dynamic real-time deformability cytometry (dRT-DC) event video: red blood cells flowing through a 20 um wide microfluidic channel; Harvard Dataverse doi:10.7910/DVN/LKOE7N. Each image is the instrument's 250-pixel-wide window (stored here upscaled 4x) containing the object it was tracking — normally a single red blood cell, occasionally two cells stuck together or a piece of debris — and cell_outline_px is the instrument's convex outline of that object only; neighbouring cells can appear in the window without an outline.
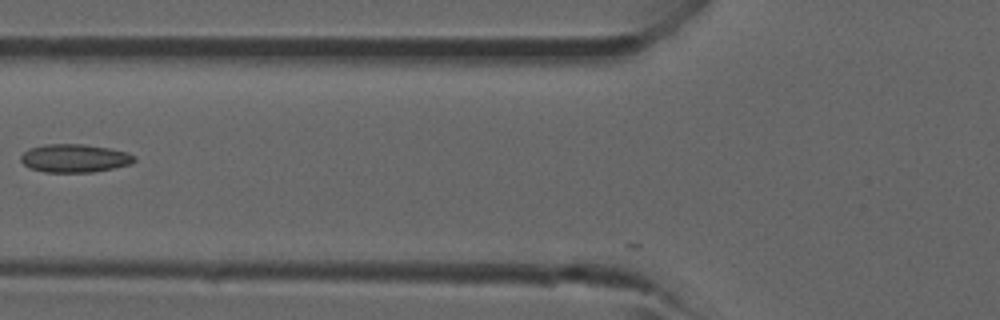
{"species": "common noctule bat (a hibernating species)", "species_latin": "Nyctalus noctula", "temperature_condition": "room temperature", "stored_images_in_passage": 5, "camera_frame_rate_fps": 3000, "um_per_image_px": 0.085, "animal": {"sex": "male", "forearm_length_mm": 52.5}, "frame": {"image": 1, "passage_image": 5, "time_ms": 4.333, "image_size_px": [1000, 320], "cell_outline_px": [[136, 160], [132, 164], [92, 172], [44, 172], [28, 168], [20, 160], [20, 156], [28, 148], [44, 144], [84, 144], [112, 148], [128, 152], [136, 156]], "centroid_in_image_um": [6.35, 13.44], "position_along_channel_um": 119.5, "area_um2": 18.96}}